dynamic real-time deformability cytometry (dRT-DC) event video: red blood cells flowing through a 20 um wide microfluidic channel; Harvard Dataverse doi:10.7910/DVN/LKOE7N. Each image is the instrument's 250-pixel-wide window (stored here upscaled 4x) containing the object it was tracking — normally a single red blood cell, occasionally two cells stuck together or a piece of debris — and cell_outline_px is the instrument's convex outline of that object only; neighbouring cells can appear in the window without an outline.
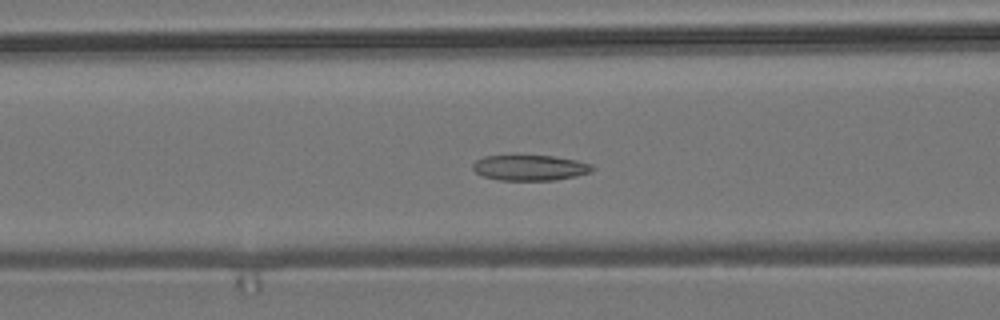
{"species": "common noctule bat (a hibernating species)", "species_latin": "Nyctalus noctula", "temperature_condition": "room temperature", "stored_images_in_passage": 39, "camera_frame_rate_fps": 3000, "um_per_image_px": 0.085, "animal": {"sex": "male", "body_mass_g": 19.2, "forearm_length_mm": 51.8}, "frame": {"image": 1, "passage_image": 17, "time_ms": 5.333, "image_size_px": [1000, 320], "cell_outline_px": [[596, 168], [592, 172], [576, 176], [556, 180], [500, 180], [484, 176], [476, 172], [472, 168], [472, 164], [476, 160], [484, 156], [552, 156], [576, 160], [592, 164]], "centroid_in_image_um": [45.08, 14.26], "position_along_channel_um": 121.5, "area_um2": 17.74}}
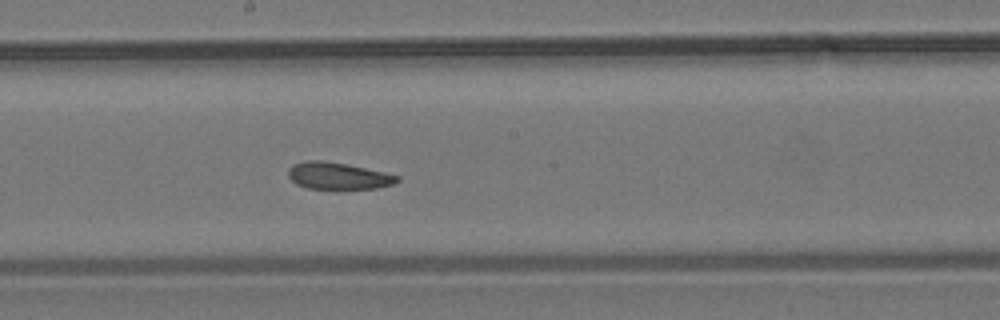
{"frame": {"image": 2, "passage_image": 25, "time_ms": 8.0, "image_size_px": [1000, 320], "cell_outline_px": [[400, 180], [392, 184], [376, 188], [340, 192], [336, 192], [308, 188], [296, 184], [288, 176], [288, 168], [292, 164], [308, 160], [320, 160], [348, 164], [384, 172], [400, 176]], "centroid_in_image_um": [28.73, 15.0], "position_along_channel_um": 219.5, "area_um2": 17.98}}
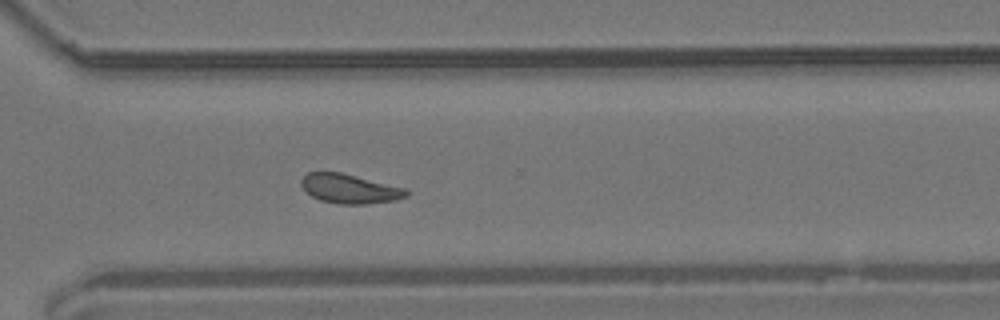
{"frame": {"image": 3, "passage_image": 35, "time_ms": 11.333, "image_size_px": [1000, 320], "cell_outline_px": [[408, 196], [396, 200], [368, 204], [340, 204], [320, 200], [312, 196], [300, 184], [300, 180], [308, 172], [340, 172], [404, 188], [408, 192]], "centroid_in_image_um": [29.71, 16.05], "position_along_channel_um": 340.9, "area_um2": 17.74}, "authors_computed_cell_mechanics": {"area_um2": 18.0336, "velocity_mm_per_s": 3.6622, "shape_relaxation_time_tau1_ms": 9.7598, "shape_relaxation_time_tau2_ms": 3.436, "deformation_change_tau1": 0.1599, "deformation_change_tau2": 0.1027}}